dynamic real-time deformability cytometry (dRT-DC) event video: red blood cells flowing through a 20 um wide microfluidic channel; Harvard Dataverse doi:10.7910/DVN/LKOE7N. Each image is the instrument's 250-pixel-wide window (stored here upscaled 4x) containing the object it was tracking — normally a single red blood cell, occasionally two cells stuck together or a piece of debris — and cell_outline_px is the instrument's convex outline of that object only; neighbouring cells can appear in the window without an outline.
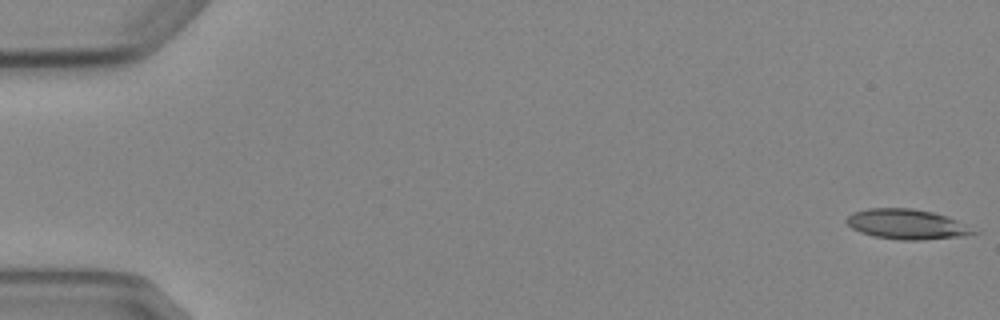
{"species": "Egyptian fruit bat (a non-hibernating species)", "species_latin": "Rousettus aegyptiacus", "temperature_condition": "cold", "stored_images_in_passage": 5, "camera_frame_rate_fps": 3000, "um_per_image_px": 0.085, "animal": {"sex": "female"}, "frame": {"image": 1, "passage_image": 1, "time_ms": 0.0, "image_size_px": [1000, 320], "cell_outline_px": [[980, 232], [964, 236], [920, 240], [900, 240], [872, 236], [860, 232], [852, 228], [844, 220], [852, 212], [868, 208], [912, 208], [932, 212], [948, 216]], "centroid_in_image_um": [77.06, 19.06], "position_along_channel_um": 7.9, "area_um2": 22.31}}
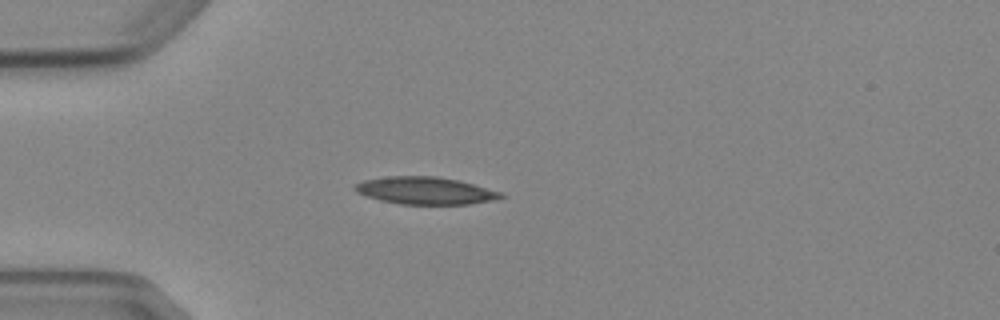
{"frame": {"image": 2, "passage_image": 4, "time_ms": 4.667, "image_size_px": [1000, 320], "cell_outline_px": [[504, 196], [492, 200], [468, 204], [400, 204], [380, 200], [356, 192], [352, 188], [356, 184], [364, 180], [388, 176], [436, 176], [460, 180], [504, 192]], "centroid_in_image_um": [36.17, 16.19], "position_along_channel_um": 48.8, "area_um2": 23.29}}